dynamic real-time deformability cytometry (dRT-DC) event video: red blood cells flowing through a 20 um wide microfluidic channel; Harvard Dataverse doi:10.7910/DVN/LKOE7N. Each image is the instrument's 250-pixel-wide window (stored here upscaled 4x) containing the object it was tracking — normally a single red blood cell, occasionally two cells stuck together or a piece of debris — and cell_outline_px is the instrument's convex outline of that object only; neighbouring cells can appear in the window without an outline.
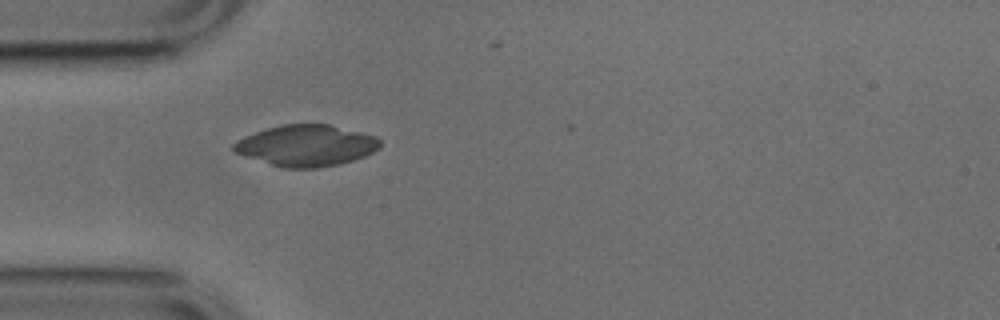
{"species": "common noctule bat (a hibernating species)", "species_latin": "Nyctalus noctula", "temperature_condition": "cold", "stored_images_in_passage": 8, "camera_frame_rate_fps": 3000, "um_per_image_px": 0.085, "animal": {"sex": "male", "body_mass_g": 17.9, "forearm_length_mm": 54.2}, "frame": {"image": 1, "passage_image": 1, "time_ms": 0.0, "image_size_px": [1000, 320], "cell_outline_px": [[380, 148], [364, 156], [352, 160], [336, 164], [316, 168], [280, 168], [232, 152], [232, 144], [236, 140], [244, 136], [268, 128], [284, 124], [328, 124], [376, 136], [380, 140]], "centroid_in_image_um": [25.98, 12.38], "position_along_channel_um": 59.0, "area_um2": 35.14}}